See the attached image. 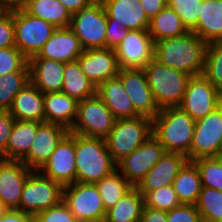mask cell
I'll list each match as a JSON object with an SVG mask.
<instances>
[{"instance_id": "cell-1", "label": "cell", "mask_w": 222, "mask_h": 222, "mask_svg": "<svg viewBox=\"0 0 222 222\" xmlns=\"http://www.w3.org/2000/svg\"><path fill=\"white\" fill-rule=\"evenodd\" d=\"M207 43L193 31L155 42L154 58L167 67L191 76L202 75Z\"/></svg>"}, {"instance_id": "cell-2", "label": "cell", "mask_w": 222, "mask_h": 222, "mask_svg": "<svg viewBox=\"0 0 222 222\" xmlns=\"http://www.w3.org/2000/svg\"><path fill=\"white\" fill-rule=\"evenodd\" d=\"M194 129L195 120L180 107L161 109L152 120V135L165 151L183 154L188 161Z\"/></svg>"}, {"instance_id": "cell-3", "label": "cell", "mask_w": 222, "mask_h": 222, "mask_svg": "<svg viewBox=\"0 0 222 222\" xmlns=\"http://www.w3.org/2000/svg\"><path fill=\"white\" fill-rule=\"evenodd\" d=\"M76 182L96 183L117 170L103 138L75 134Z\"/></svg>"}, {"instance_id": "cell-4", "label": "cell", "mask_w": 222, "mask_h": 222, "mask_svg": "<svg viewBox=\"0 0 222 222\" xmlns=\"http://www.w3.org/2000/svg\"><path fill=\"white\" fill-rule=\"evenodd\" d=\"M148 84L158 108L179 107L189 79V74L159 63L155 58L144 68Z\"/></svg>"}, {"instance_id": "cell-5", "label": "cell", "mask_w": 222, "mask_h": 222, "mask_svg": "<svg viewBox=\"0 0 222 222\" xmlns=\"http://www.w3.org/2000/svg\"><path fill=\"white\" fill-rule=\"evenodd\" d=\"M152 136V120L147 117L116 119L104 138L113 160L118 163Z\"/></svg>"}, {"instance_id": "cell-6", "label": "cell", "mask_w": 222, "mask_h": 222, "mask_svg": "<svg viewBox=\"0 0 222 222\" xmlns=\"http://www.w3.org/2000/svg\"><path fill=\"white\" fill-rule=\"evenodd\" d=\"M15 46L27 58L39 53L57 29L43 19L31 16L22 7L13 9Z\"/></svg>"}, {"instance_id": "cell-7", "label": "cell", "mask_w": 222, "mask_h": 222, "mask_svg": "<svg viewBox=\"0 0 222 222\" xmlns=\"http://www.w3.org/2000/svg\"><path fill=\"white\" fill-rule=\"evenodd\" d=\"M63 199V186L32 171L26 179L21 193L19 211L35 216L40 211L59 204Z\"/></svg>"}, {"instance_id": "cell-8", "label": "cell", "mask_w": 222, "mask_h": 222, "mask_svg": "<svg viewBox=\"0 0 222 222\" xmlns=\"http://www.w3.org/2000/svg\"><path fill=\"white\" fill-rule=\"evenodd\" d=\"M69 28L80 40L84 50L105 48L107 13L100 0L71 15Z\"/></svg>"}, {"instance_id": "cell-9", "label": "cell", "mask_w": 222, "mask_h": 222, "mask_svg": "<svg viewBox=\"0 0 222 222\" xmlns=\"http://www.w3.org/2000/svg\"><path fill=\"white\" fill-rule=\"evenodd\" d=\"M63 202L79 222H103L106 210L95 183L75 182L63 187Z\"/></svg>"}, {"instance_id": "cell-10", "label": "cell", "mask_w": 222, "mask_h": 222, "mask_svg": "<svg viewBox=\"0 0 222 222\" xmlns=\"http://www.w3.org/2000/svg\"><path fill=\"white\" fill-rule=\"evenodd\" d=\"M116 118L97 96L78 101L77 118L69 132L86 137L105 138Z\"/></svg>"}, {"instance_id": "cell-11", "label": "cell", "mask_w": 222, "mask_h": 222, "mask_svg": "<svg viewBox=\"0 0 222 222\" xmlns=\"http://www.w3.org/2000/svg\"><path fill=\"white\" fill-rule=\"evenodd\" d=\"M222 156V104L195 121L190 161Z\"/></svg>"}, {"instance_id": "cell-12", "label": "cell", "mask_w": 222, "mask_h": 222, "mask_svg": "<svg viewBox=\"0 0 222 222\" xmlns=\"http://www.w3.org/2000/svg\"><path fill=\"white\" fill-rule=\"evenodd\" d=\"M222 104V92L203 75L192 76L179 107L195 121L204 118Z\"/></svg>"}, {"instance_id": "cell-13", "label": "cell", "mask_w": 222, "mask_h": 222, "mask_svg": "<svg viewBox=\"0 0 222 222\" xmlns=\"http://www.w3.org/2000/svg\"><path fill=\"white\" fill-rule=\"evenodd\" d=\"M155 43L148 30H129L114 49L119 69H144L154 59Z\"/></svg>"}, {"instance_id": "cell-14", "label": "cell", "mask_w": 222, "mask_h": 222, "mask_svg": "<svg viewBox=\"0 0 222 222\" xmlns=\"http://www.w3.org/2000/svg\"><path fill=\"white\" fill-rule=\"evenodd\" d=\"M165 152L163 145L152 135L131 154L120 160L117 163V170L136 187Z\"/></svg>"}, {"instance_id": "cell-15", "label": "cell", "mask_w": 222, "mask_h": 222, "mask_svg": "<svg viewBox=\"0 0 222 222\" xmlns=\"http://www.w3.org/2000/svg\"><path fill=\"white\" fill-rule=\"evenodd\" d=\"M75 164V133L68 132L39 172L64 187L76 182Z\"/></svg>"}, {"instance_id": "cell-16", "label": "cell", "mask_w": 222, "mask_h": 222, "mask_svg": "<svg viewBox=\"0 0 222 222\" xmlns=\"http://www.w3.org/2000/svg\"><path fill=\"white\" fill-rule=\"evenodd\" d=\"M124 85L135 112L151 120L159 113L144 69H119L117 75Z\"/></svg>"}, {"instance_id": "cell-17", "label": "cell", "mask_w": 222, "mask_h": 222, "mask_svg": "<svg viewBox=\"0 0 222 222\" xmlns=\"http://www.w3.org/2000/svg\"><path fill=\"white\" fill-rule=\"evenodd\" d=\"M68 132L62 125L42 123L28 153L20 161L32 171H39Z\"/></svg>"}, {"instance_id": "cell-18", "label": "cell", "mask_w": 222, "mask_h": 222, "mask_svg": "<svg viewBox=\"0 0 222 222\" xmlns=\"http://www.w3.org/2000/svg\"><path fill=\"white\" fill-rule=\"evenodd\" d=\"M31 172L20 160L0 158V200L9 210H19L21 193Z\"/></svg>"}, {"instance_id": "cell-19", "label": "cell", "mask_w": 222, "mask_h": 222, "mask_svg": "<svg viewBox=\"0 0 222 222\" xmlns=\"http://www.w3.org/2000/svg\"><path fill=\"white\" fill-rule=\"evenodd\" d=\"M81 70L96 87L110 78L116 77L119 66L115 51L109 48L84 50L77 59Z\"/></svg>"}, {"instance_id": "cell-20", "label": "cell", "mask_w": 222, "mask_h": 222, "mask_svg": "<svg viewBox=\"0 0 222 222\" xmlns=\"http://www.w3.org/2000/svg\"><path fill=\"white\" fill-rule=\"evenodd\" d=\"M84 49L75 33L69 28H57L39 53L31 58H47L68 63L77 60Z\"/></svg>"}, {"instance_id": "cell-21", "label": "cell", "mask_w": 222, "mask_h": 222, "mask_svg": "<svg viewBox=\"0 0 222 222\" xmlns=\"http://www.w3.org/2000/svg\"><path fill=\"white\" fill-rule=\"evenodd\" d=\"M188 161L180 153L165 152L161 159L147 172L136 188L144 196L148 191L172 185L179 170Z\"/></svg>"}, {"instance_id": "cell-22", "label": "cell", "mask_w": 222, "mask_h": 222, "mask_svg": "<svg viewBox=\"0 0 222 222\" xmlns=\"http://www.w3.org/2000/svg\"><path fill=\"white\" fill-rule=\"evenodd\" d=\"M107 13V23H119L132 30H148L150 20L140 0H100Z\"/></svg>"}, {"instance_id": "cell-23", "label": "cell", "mask_w": 222, "mask_h": 222, "mask_svg": "<svg viewBox=\"0 0 222 222\" xmlns=\"http://www.w3.org/2000/svg\"><path fill=\"white\" fill-rule=\"evenodd\" d=\"M96 94L116 119L136 118L139 116L135 112L122 80L118 76L100 83L96 88Z\"/></svg>"}, {"instance_id": "cell-24", "label": "cell", "mask_w": 222, "mask_h": 222, "mask_svg": "<svg viewBox=\"0 0 222 222\" xmlns=\"http://www.w3.org/2000/svg\"><path fill=\"white\" fill-rule=\"evenodd\" d=\"M30 82L42 93L60 92L64 63L47 58H29Z\"/></svg>"}, {"instance_id": "cell-25", "label": "cell", "mask_w": 222, "mask_h": 222, "mask_svg": "<svg viewBox=\"0 0 222 222\" xmlns=\"http://www.w3.org/2000/svg\"><path fill=\"white\" fill-rule=\"evenodd\" d=\"M8 111L16 120L44 123V93L30 82L15 95Z\"/></svg>"}, {"instance_id": "cell-26", "label": "cell", "mask_w": 222, "mask_h": 222, "mask_svg": "<svg viewBox=\"0 0 222 222\" xmlns=\"http://www.w3.org/2000/svg\"><path fill=\"white\" fill-rule=\"evenodd\" d=\"M78 101L63 92L44 94L45 122L71 130L77 118Z\"/></svg>"}, {"instance_id": "cell-27", "label": "cell", "mask_w": 222, "mask_h": 222, "mask_svg": "<svg viewBox=\"0 0 222 222\" xmlns=\"http://www.w3.org/2000/svg\"><path fill=\"white\" fill-rule=\"evenodd\" d=\"M191 31L207 44L222 41V0H203L198 22Z\"/></svg>"}, {"instance_id": "cell-28", "label": "cell", "mask_w": 222, "mask_h": 222, "mask_svg": "<svg viewBox=\"0 0 222 222\" xmlns=\"http://www.w3.org/2000/svg\"><path fill=\"white\" fill-rule=\"evenodd\" d=\"M42 122L15 120L6 145L7 160H21L29 151Z\"/></svg>"}, {"instance_id": "cell-29", "label": "cell", "mask_w": 222, "mask_h": 222, "mask_svg": "<svg viewBox=\"0 0 222 222\" xmlns=\"http://www.w3.org/2000/svg\"><path fill=\"white\" fill-rule=\"evenodd\" d=\"M22 8L31 16L43 19L56 28L70 26L71 13L59 0H24Z\"/></svg>"}, {"instance_id": "cell-30", "label": "cell", "mask_w": 222, "mask_h": 222, "mask_svg": "<svg viewBox=\"0 0 222 222\" xmlns=\"http://www.w3.org/2000/svg\"><path fill=\"white\" fill-rule=\"evenodd\" d=\"M96 85L81 70L78 60L64 63L61 92L81 101L96 95Z\"/></svg>"}, {"instance_id": "cell-31", "label": "cell", "mask_w": 222, "mask_h": 222, "mask_svg": "<svg viewBox=\"0 0 222 222\" xmlns=\"http://www.w3.org/2000/svg\"><path fill=\"white\" fill-rule=\"evenodd\" d=\"M143 207V195L136 187H132L106 211L103 222H140Z\"/></svg>"}, {"instance_id": "cell-32", "label": "cell", "mask_w": 222, "mask_h": 222, "mask_svg": "<svg viewBox=\"0 0 222 222\" xmlns=\"http://www.w3.org/2000/svg\"><path fill=\"white\" fill-rule=\"evenodd\" d=\"M172 186L181 204L195 205L202 190V182L197 166L192 161H187L179 170Z\"/></svg>"}, {"instance_id": "cell-33", "label": "cell", "mask_w": 222, "mask_h": 222, "mask_svg": "<svg viewBox=\"0 0 222 222\" xmlns=\"http://www.w3.org/2000/svg\"><path fill=\"white\" fill-rule=\"evenodd\" d=\"M188 31L180 16L168 5L150 20L148 27L154 43L162 39L181 36Z\"/></svg>"}, {"instance_id": "cell-34", "label": "cell", "mask_w": 222, "mask_h": 222, "mask_svg": "<svg viewBox=\"0 0 222 222\" xmlns=\"http://www.w3.org/2000/svg\"><path fill=\"white\" fill-rule=\"evenodd\" d=\"M30 83L28 62L16 72L0 76V110L8 111L15 95Z\"/></svg>"}, {"instance_id": "cell-35", "label": "cell", "mask_w": 222, "mask_h": 222, "mask_svg": "<svg viewBox=\"0 0 222 222\" xmlns=\"http://www.w3.org/2000/svg\"><path fill=\"white\" fill-rule=\"evenodd\" d=\"M95 184L98 187L106 211L112 208L133 187L118 170L105 176Z\"/></svg>"}, {"instance_id": "cell-36", "label": "cell", "mask_w": 222, "mask_h": 222, "mask_svg": "<svg viewBox=\"0 0 222 222\" xmlns=\"http://www.w3.org/2000/svg\"><path fill=\"white\" fill-rule=\"evenodd\" d=\"M202 222H222V192L213 188L202 187L195 204Z\"/></svg>"}, {"instance_id": "cell-37", "label": "cell", "mask_w": 222, "mask_h": 222, "mask_svg": "<svg viewBox=\"0 0 222 222\" xmlns=\"http://www.w3.org/2000/svg\"><path fill=\"white\" fill-rule=\"evenodd\" d=\"M202 75L222 92V41L207 45Z\"/></svg>"}, {"instance_id": "cell-38", "label": "cell", "mask_w": 222, "mask_h": 222, "mask_svg": "<svg viewBox=\"0 0 222 222\" xmlns=\"http://www.w3.org/2000/svg\"><path fill=\"white\" fill-rule=\"evenodd\" d=\"M192 162L197 166L202 187L222 192V156L203 157Z\"/></svg>"}, {"instance_id": "cell-39", "label": "cell", "mask_w": 222, "mask_h": 222, "mask_svg": "<svg viewBox=\"0 0 222 222\" xmlns=\"http://www.w3.org/2000/svg\"><path fill=\"white\" fill-rule=\"evenodd\" d=\"M144 206L169 211L181 205L172 185L148 191L144 196Z\"/></svg>"}, {"instance_id": "cell-40", "label": "cell", "mask_w": 222, "mask_h": 222, "mask_svg": "<svg viewBox=\"0 0 222 222\" xmlns=\"http://www.w3.org/2000/svg\"><path fill=\"white\" fill-rule=\"evenodd\" d=\"M203 0H167V5L181 18L188 30H192L199 19Z\"/></svg>"}, {"instance_id": "cell-41", "label": "cell", "mask_w": 222, "mask_h": 222, "mask_svg": "<svg viewBox=\"0 0 222 222\" xmlns=\"http://www.w3.org/2000/svg\"><path fill=\"white\" fill-rule=\"evenodd\" d=\"M27 62L16 46L0 48V76L19 71Z\"/></svg>"}, {"instance_id": "cell-42", "label": "cell", "mask_w": 222, "mask_h": 222, "mask_svg": "<svg viewBox=\"0 0 222 222\" xmlns=\"http://www.w3.org/2000/svg\"><path fill=\"white\" fill-rule=\"evenodd\" d=\"M35 222H79L63 200L34 216Z\"/></svg>"}, {"instance_id": "cell-43", "label": "cell", "mask_w": 222, "mask_h": 222, "mask_svg": "<svg viewBox=\"0 0 222 222\" xmlns=\"http://www.w3.org/2000/svg\"><path fill=\"white\" fill-rule=\"evenodd\" d=\"M168 222H202L199 211L195 205L181 204L167 211Z\"/></svg>"}, {"instance_id": "cell-44", "label": "cell", "mask_w": 222, "mask_h": 222, "mask_svg": "<svg viewBox=\"0 0 222 222\" xmlns=\"http://www.w3.org/2000/svg\"><path fill=\"white\" fill-rule=\"evenodd\" d=\"M15 46L13 9L0 16V48Z\"/></svg>"}, {"instance_id": "cell-45", "label": "cell", "mask_w": 222, "mask_h": 222, "mask_svg": "<svg viewBox=\"0 0 222 222\" xmlns=\"http://www.w3.org/2000/svg\"><path fill=\"white\" fill-rule=\"evenodd\" d=\"M15 120L9 111L0 110V158L2 159H6V145Z\"/></svg>"}, {"instance_id": "cell-46", "label": "cell", "mask_w": 222, "mask_h": 222, "mask_svg": "<svg viewBox=\"0 0 222 222\" xmlns=\"http://www.w3.org/2000/svg\"><path fill=\"white\" fill-rule=\"evenodd\" d=\"M130 29L119 23H107L105 48L115 49L128 34Z\"/></svg>"}, {"instance_id": "cell-47", "label": "cell", "mask_w": 222, "mask_h": 222, "mask_svg": "<svg viewBox=\"0 0 222 222\" xmlns=\"http://www.w3.org/2000/svg\"><path fill=\"white\" fill-rule=\"evenodd\" d=\"M140 222H168L167 211L144 206Z\"/></svg>"}, {"instance_id": "cell-48", "label": "cell", "mask_w": 222, "mask_h": 222, "mask_svg": "<svg viewBox=\"0 0 222 222\" xmlns=\"http://www.w3.org/2000/svg\"><path fill=\"white\" fill-rule=\"evenodd\" d=\"M149 20L167 6V0H140Z\"/></svg>"}, {"instance_id": "cell-49", "label": "cell", "mask_w": 222, "mask_h": 222, "mask_svg": "<svg viewBox=\"0 0 222 222\" xmlns=\"http://www.w3.org/2000/svg\"><path fill=\"white\" fill-rule=\"evenodd\" d=\"M0 222H34V216L19 210H8Z\"/></svg>"}, {"instance_id": "cell-50", "label": "cell", "mask_w": 222, "mask_h": 222, "mask_svg": "<svg viewBox=\"0 0 222 222\" xmlns=\"http://www.w3.org/2000/svg\"><path fill=\"white\" fill-rule=\"evenodd\" d=\"M66 9L71 13L79 12L80 10L86 9L96 0H59Z\"/></svg>"}, {"instance_id": "cell-51", "label": "cell", "mask_w": 222, "mask_h": 222, "mask_svg": "<svg viewBox=\"0 0 222 222\" xmlns=\"http://www.w3.org/2000/svg\"><path fill=\"white\" fill-rule=\"evenodd\" d=\"M24 0H0V4H2L7 10L22 7Z\"/></svg>"}, {"instance_id": "cell-52", "label": "cell", "mask_w": 222, "mask_h": 222, "mask_svg": "<svg viewBox=\"0 0 222 222\" xmlns=\"http://www.w3.org/2000/svg\"><path fill=\"white\" fill-rule=\"evenodd\" d=\"M9 209L0 200V219L7 213Z\"/></svg>"}, {"instance_id": "cell-53", "label": "cell", "mask_w": 222, "mask_h": 222, "mask_svg": "<svg viewBox=\"0 0 222 222\" xmlns=\"http://www.w3.org/2000/svg\"><path fill=\"white\" fill-rule=\"evenodd\" d=\"M6 11L7 9L2 4H0V16L3 15Z\"/></svg>"}]
</instances>
